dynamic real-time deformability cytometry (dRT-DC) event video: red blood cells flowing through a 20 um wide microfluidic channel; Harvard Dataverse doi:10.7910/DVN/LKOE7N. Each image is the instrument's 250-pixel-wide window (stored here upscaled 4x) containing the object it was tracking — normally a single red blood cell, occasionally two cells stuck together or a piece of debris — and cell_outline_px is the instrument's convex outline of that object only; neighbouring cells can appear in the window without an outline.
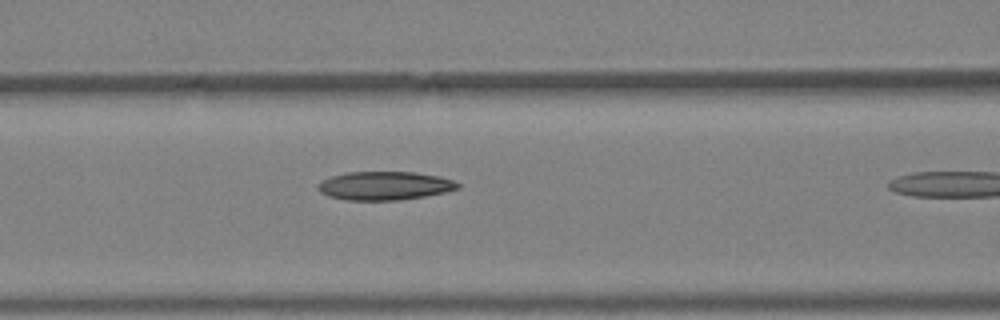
{"species": "Egyptian fruit bat (a non-hibernating species)", "species_latin": "Rousettus aegyptiacus", "temperature_condition": "warm", "stored_images_in_passage": 4, "camera_frame_rate_fps": 3000, "um_per_image_px": 0.085, "animal": {"sex": "female"}, "frame": {"image": 1, "passage_image": 3, "time_ms": 0.667, "image_size_px": [1000, 320], "cell_outline_px": [[460, 188], [448, 192], [400, 200], [344, 200], [328, 196], [320, 192], [316, 188], [316, 184], [320, 180], [332, 176], [348, 172], [412, 172], [440, 176], [452, 180], [460, 184]], "centroid_in_image_um": [32.67, 15.79], "position_along_channel_um": 133.9, "area_um2": 23.47}}